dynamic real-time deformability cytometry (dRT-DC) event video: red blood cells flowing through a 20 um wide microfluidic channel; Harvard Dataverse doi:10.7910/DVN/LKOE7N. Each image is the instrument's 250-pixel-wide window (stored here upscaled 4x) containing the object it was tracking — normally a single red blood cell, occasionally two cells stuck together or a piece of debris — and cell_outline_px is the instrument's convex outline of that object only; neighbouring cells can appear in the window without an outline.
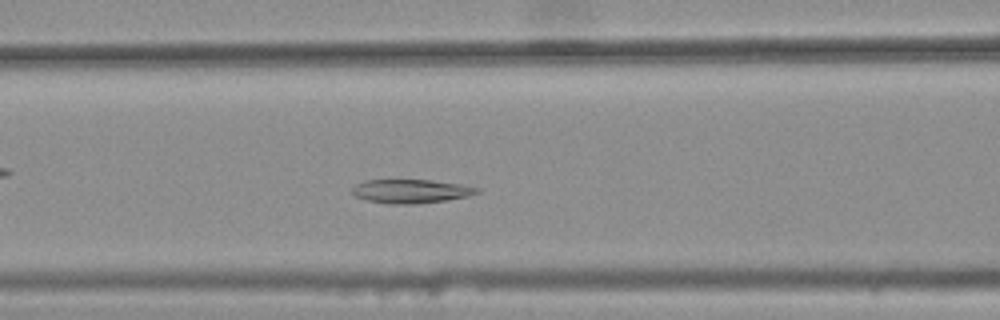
{"species": "common noctule bat (a hibernating species)", "species_latin": "Nyctalus noctula", "temperature_condition": "warm", "stored_images_in_passage": 40, "camera_frame_rate_fps": 3000, "um_per_image_px": 0.085, "animal": {"sex": "female", "body_mass_g": 25.1}, "frame": {"image": 1, "passage_image": 18, "time_ms": 5.667, "image_size_px": [1000, 320], "cell_outline_px": [[480, 192], [468, 196], [448, 200], [416, 204], [388, 204], [368, 200], [352, 196], [352, 188], [356, 184], [364, 180], [428, 180], [456, 184], [480, 188]], "centroid_in_image_um": [34.88, 16.26], "position_along_channel_um": 131.7, "area_um2": 17.28}}
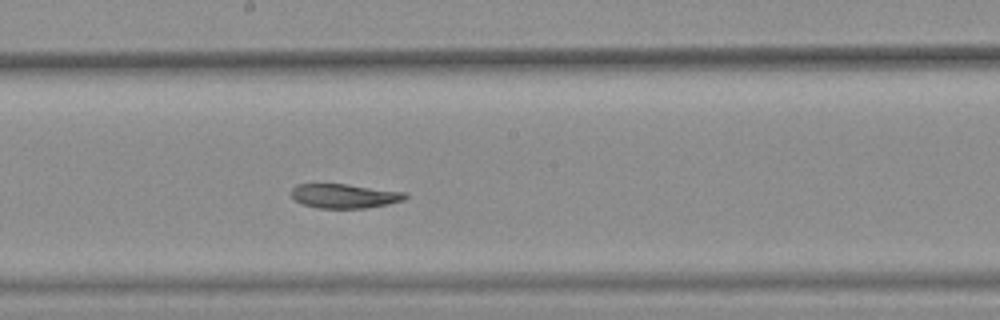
{"frame": {"image": 2, "passage_image": 25, "time_ms": 8.0, "image_size_px": [1000, 320], "cell_outline_px": [[408, 196], [404, 200], [388, 204], [364, 208], [316, 208], [304, 204], [296, 200], [292, 196], [292, 188], [296, 184], [348, 184], [408, 192]], "centroid_in_image_um": [29.33, 16.65], "position_along_channel_um": 218.9, "area_um2": 16.18}}
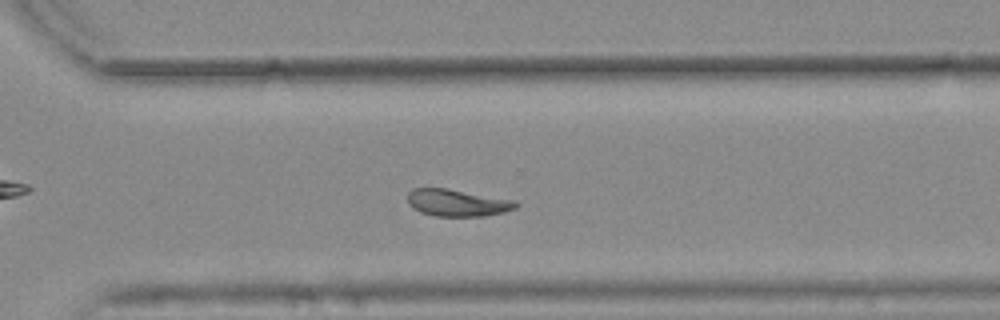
{"frame": {"image": 3, "passage_image": 34, "time_ms": 11.0, "image_size_px": [1000, 320], "cell_outline_px": [[520, 204], [516, 208], [504, 212], [484, 216], [436, 216], [420, 212], [412, 208], [408, 204], [408, 192], [412, 188], [448, 188], [516, 200]], "centroid_in_image_um": [38.88, 17.23], "position_along_channel_um": 331.7, "area_um2": 17.28}}